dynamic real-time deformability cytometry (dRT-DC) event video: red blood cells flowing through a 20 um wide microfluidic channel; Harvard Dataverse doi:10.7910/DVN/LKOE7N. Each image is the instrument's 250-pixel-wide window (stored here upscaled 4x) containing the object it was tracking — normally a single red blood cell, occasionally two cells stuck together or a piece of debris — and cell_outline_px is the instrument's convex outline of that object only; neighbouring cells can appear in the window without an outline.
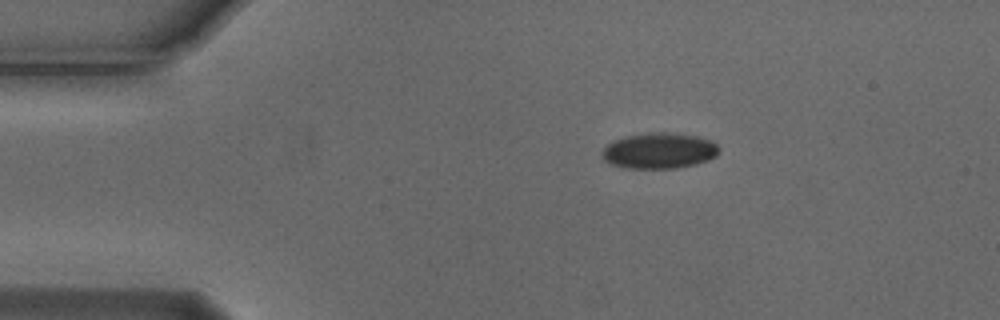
{"species": "Egyptian fruit bat (a non-hibernating species)", "species_latin": "Rousettus aegyptiacus", "temperature_condition": "cold", "stored_images_in_passage": 6, "camera_frame_rate_fps": 3000, "um_per_image_px": 0.085, "animal": {"sex": "male"}, "frame": {"image": 1, "passage_image": 1, "time_ms": 0.0, "image_size_px": [1000, 320], "cell_outline_px": [[720, 148], [716, 156], [708, 160], [696, 164], [676, 168], [628, 168], [612, 164], [604, 160], [600, 156], [600, 152], [608, 144], [624, 136], [660, 132], [668, 132], [696, 136], [712, 140]], "centroid_in_image_um": [56.04, 12.81], "position_along_channel_um": 29.0, "area_um2": 24.33}}
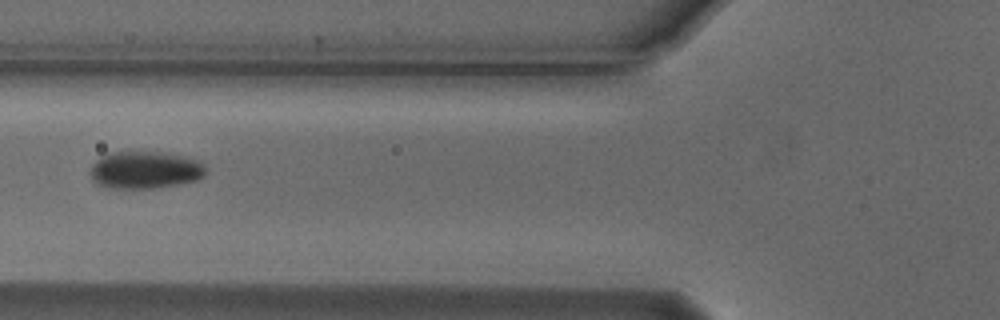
{"frame": {"image": 2, "passage_image": 4, "time_ms": 1.0, "image_size_px": [1000, 320], "cell_outline_px": [[204, 176], [196, 180], [156, 188], [112, 188], [96, 184], [92, 180], [92, 164], [100, 156], [108, 152], [160, 152], [184, 156], [200, 160], [204, 164]], "centroid_in_image_um": [12.32, 14.44], "position_along_channel_um": 113.5, "area_um2": 25.09}}
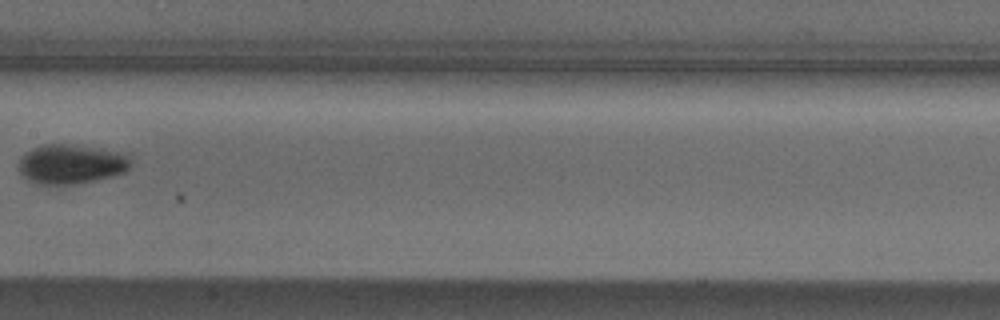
{"frame": {"image": 3, "passage_image": 6, "time_ms": 1.667, "image_size_px": [1000, 320], "cell_outline_px": [[132, 164], [124, 172], [112, 176], [76, 184], [40, 184], [28, 180], [20, 172], [20, 156], [24, 152], [32, 148], [44, 144], [68, 144], [132, 152]], "centroid_in_image_um": [6.13, 13.92], "position_along_channel_um": 201.3, "area_um2": 26.24}}